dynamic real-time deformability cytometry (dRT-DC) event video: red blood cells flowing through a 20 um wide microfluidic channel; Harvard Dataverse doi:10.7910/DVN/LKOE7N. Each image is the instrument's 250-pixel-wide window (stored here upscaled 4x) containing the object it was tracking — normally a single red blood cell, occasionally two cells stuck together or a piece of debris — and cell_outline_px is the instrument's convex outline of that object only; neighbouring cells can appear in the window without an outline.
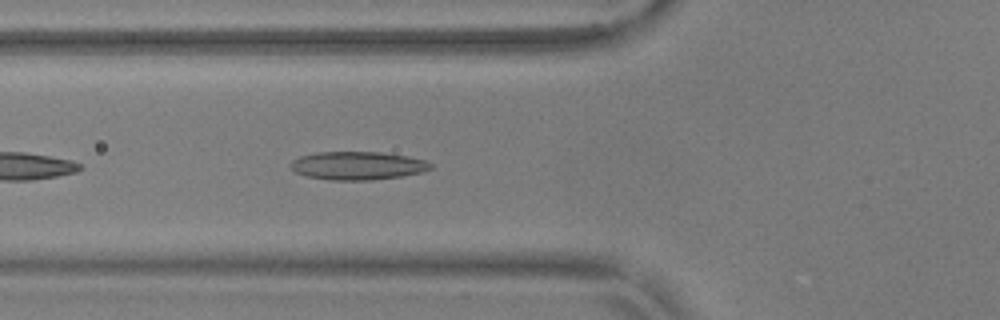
{"species": "common noctule bat (a hibernating species)", "species_latin": "Nyctalus noctula", "temperature_condition": "warm", "stored_images_in_passage": 28, "camera_frame_rate_fps": 3000, "um_per_image_px": 0.085, "animal": {"sex": "male", "body_mass_g": 17.9, "forearm_length_mm": 54.2}, "frame": {"image": 1, "passage_image": 5, "time_ms": 1.333, "image_size_px": [1000, 320], "cell_outline_px": [[432, 168], [424, 172], [400, 176], [372, 180], [332, 180], [308, 176], [296, 172], [288, 164], [292, 160], [300, 156], [316, 152], [380, 152], [408, 156], [424, 160], [432, 164]], "centroid_in_image_um": [30.4, 14.07], "position_along_channel_um": 95.4, "area_um2": 23.0}}
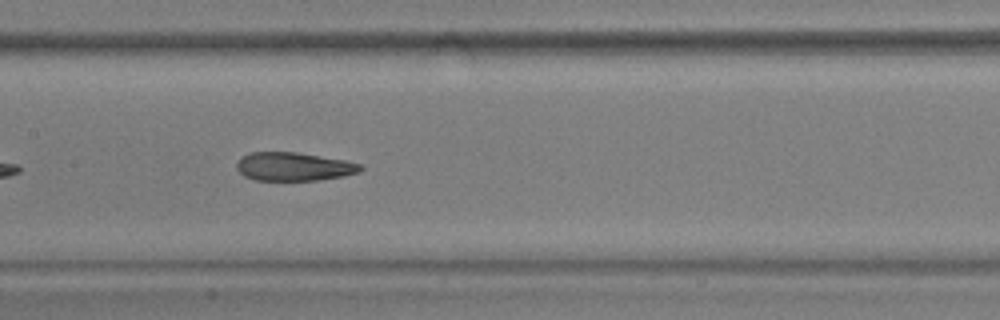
{"frame": {"image": 2, "passage_image": 12, "time_ms": 3.667, "image_size_px": [1000, 320], "cell_outline_px": [[364, 168], [360, 172], [344, 176], [320, 180], [256, 180], [244, 176], [236, 168], [236, 164], [240, 156], [252, 152], [296, 152], [344, 160], [360, 164]], "centroid_in_image_um": [24.96, 14.16], "position_along_channel_um": 182.4, "area_um2": 20.58}, "authors_computed_cell_mechanics": {"area_um2": 21.2704, "velocity_mm_per_s": 3.7042, "shape_relaxation_time_tau1_ms": null, "shape_relaxation_time_tau2_ms": 2.2952, "deformation_change_tau1": null, "deformation_change_tau2": 0.1036}}